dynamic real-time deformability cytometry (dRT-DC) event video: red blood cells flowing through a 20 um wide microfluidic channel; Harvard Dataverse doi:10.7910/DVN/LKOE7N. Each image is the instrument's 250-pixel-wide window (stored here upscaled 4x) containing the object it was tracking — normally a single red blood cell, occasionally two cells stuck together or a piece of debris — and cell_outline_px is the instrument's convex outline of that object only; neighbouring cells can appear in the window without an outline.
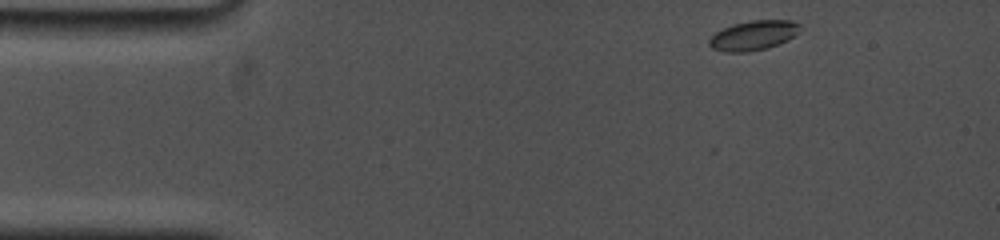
{"species": "common noctule bat (a hibernating species)", "species_latin": "Nyctalus noctula", "temperature_condition": "cold", "stored_images_in_passage": 86, "camera_frame_rate_fps": 5000, "um_per_image_px": 0.085, "animal": {"sex": "female", "body_mass_g": 19.0, "forearm_length_mm": 53.3}, "frame": {"image": 1, "passage_image": 1, "time_ms": 0.0, "image_size_px": [1000, 240], "cell_outline_px": [[804, 28], [800, 32], [788, 40], [768, 48], [748, 52], [724, 52], [712, 48], [708, 44], [708, 40], [716, 32], [732, 24], [752, 20], [792, 20], [800, 24]], "centroid_in_image_um": [64.09, 3.0], "position_along_channel_um": 20.9, "area_um2": 15.95}}
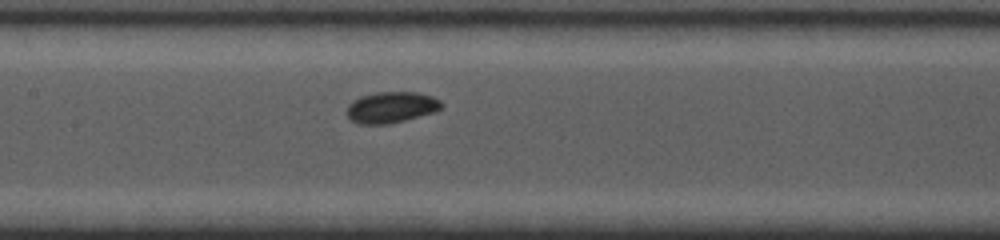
{"frame": {"image": 2, "passage_image": 38, "time_ms": 6.2, "image_size_px": [1000, 240], "cell_outline_px": [[444, 108], [436, 112], [392, 124], [360, 124], [352, 120], [344, 112], [348, 104], [352, 100], [360, 96], [376, 92], [416, 92], [432, 96], [440, 100], [444, 104]], "centroid_in_image_um": [33.28, 9.12], "position_along_channel_um": 174.1, "area_um2": 17.63}}
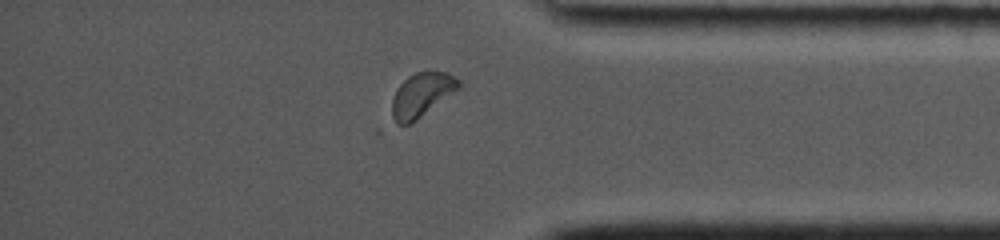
{"frame": {"image": 3, "passage_image": 73, "time_ms": 12.4, "image_size_px": [1000, 240], "cell_outline_px": [[460, 88], [412, 124], [396, 124], [392, 120], [392, 100], [400, 84], [408, 76], [416, 72], [432, 68], [448, 72], [456, 76], [460, 80]], "centroid_in_image_um": [35.88, 8.02], "position_along_channel_um": 399.3, "area_um2": 17.69}, "authors_computed_cell_mechanics": {"area_um2": 16.6175, "velocity_mm_per_s": 3.6884, "shape_relaxation_time_tau1_ms": 1.1759, "shape_relaxation_time_tau2_ms": null, "deformation_change_tau1": 0.0858, "deformation_change_tau2": null}}